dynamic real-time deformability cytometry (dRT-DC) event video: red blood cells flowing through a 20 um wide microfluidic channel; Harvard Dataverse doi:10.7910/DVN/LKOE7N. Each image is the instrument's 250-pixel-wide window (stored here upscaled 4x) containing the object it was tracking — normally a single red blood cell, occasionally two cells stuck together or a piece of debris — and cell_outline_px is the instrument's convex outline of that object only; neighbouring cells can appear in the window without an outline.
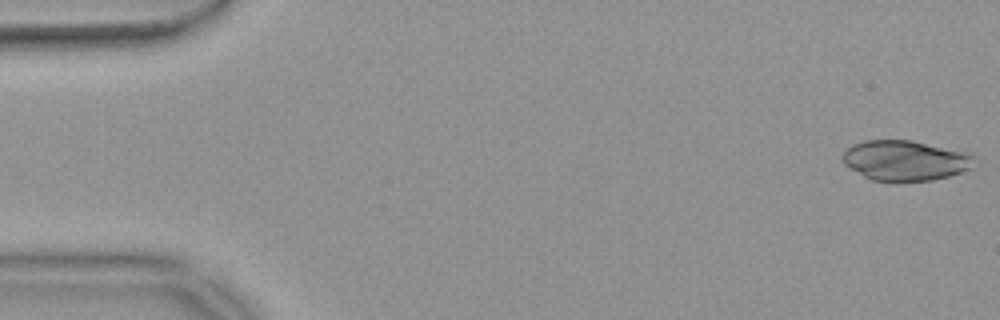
{"species": "common noctule bat (a hibernating species)", "species_latin": "Nyctalus noctula", "temperature_condition": "warm", "stored_images_in_passage": 53, "camera_frame_rate_fps": 3000, "um_per_image_px": 0.085, "animal": {"sex": "female", "body_mass_g": 18.4}, "frame": {"image": 1, "passage_image": 1, "time_ms": 0.0, "image_size_px": [1000, 320], "cell_outline_px": [[976, 156], [972, 168], [948, 176], [932, 180], [896, 184], [872, 180], [864, 176], [844, 164], [840, 160], [840, 156], [852, 144], [864, 140], [912, 140], [968, 152]], "centroid_in_image_um": [76.93, 13.66], "position_along_channel_um": 8.1, "area_um2": 31.67}}